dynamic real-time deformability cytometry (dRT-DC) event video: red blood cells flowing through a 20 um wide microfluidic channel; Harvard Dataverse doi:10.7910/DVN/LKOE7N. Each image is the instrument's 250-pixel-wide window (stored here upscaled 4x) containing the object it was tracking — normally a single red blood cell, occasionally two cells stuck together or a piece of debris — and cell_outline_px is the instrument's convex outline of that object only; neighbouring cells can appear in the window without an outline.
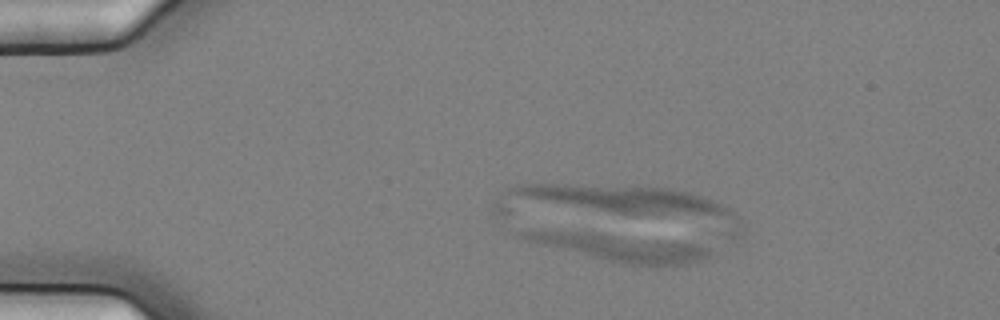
{"species": "common noctule bat (a hibernating species)", "species_latin": "Nyctalus noctula", "temperature_condition": "cold", "stored_images_in_passage": 6, "camera_frame_rate_fps": 3000, "um_per_image_px": 0.085, "animal": {"sex": "female", "body_mass_g": 25.1}, "frame": {"image": 1, "passage_image": 2, "time_ms": 0.333, "image_size_px": [1000, 320], "cell_outline_px": [[716, 256], [708, 260], [676, 268], [652, 268], [620, 264], [524, 240], [516, 236], [512, 232], [596, 232], [700, 244], [716, 252]], "centroid_in_image_um": [53.05, 21.12], "position_along_channel_um": 32.0, "area_um2": 30.92}}